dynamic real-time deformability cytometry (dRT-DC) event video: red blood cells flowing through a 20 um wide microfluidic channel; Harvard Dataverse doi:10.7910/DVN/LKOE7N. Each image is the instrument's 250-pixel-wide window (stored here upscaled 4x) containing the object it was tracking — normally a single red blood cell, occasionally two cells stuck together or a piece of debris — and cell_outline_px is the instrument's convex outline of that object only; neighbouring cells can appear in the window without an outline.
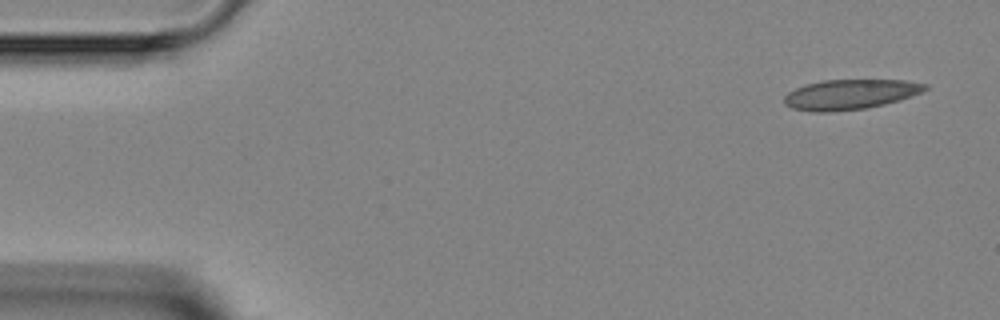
{"species": "Egyptian fruit bat (a non-hibernating species)", "species_latin": "Rousettus aegyptiacus", "temperature_condition": "room temperature", "stored_images_in_passage": 4, "camera_frame_rate_fps": 3000, "um_per_image_px": 0.085, "animal": {"sex": "female"}, "frame": {"image": 1, "passage_image": 1, "time_ms": 0.0, "image_size_px": [1000, 320], "cell_outline_px": [[928, 88], [920, 92], [900, 100], [868, 108], [828, 112], [812, 112], [792, 108], [784, 104], [784, 96], [788, 92], [804, 84], [824, 80], [904, 80], [928, 84]], "centroid_in_image_um": [72.23, 8.02], "position_along_channel_um": 12.8, "area_um2": 24.68}}
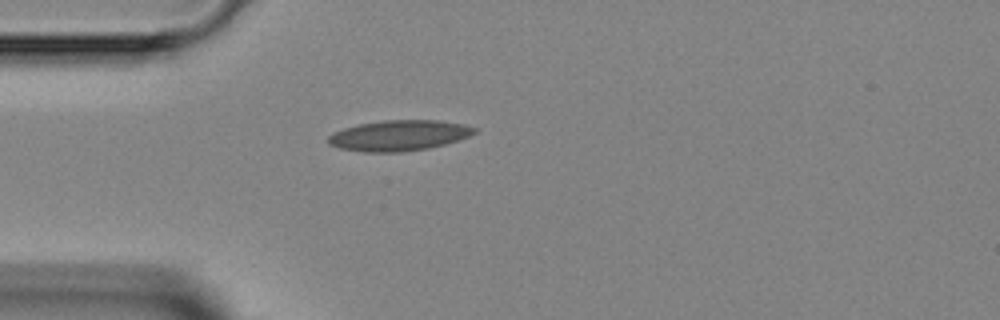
{"frame": {"image": 2, "passage_image": 4, "time_ms": 3.333, "image_size_px": [1000, 320], "cell_outline_px": [[476, 132], [460, 140], [428, 148], [400, 152], [364, 152], [340, 148], [328, 144], [328, 136], [332, 132], [344, 128], [360, 124], [384, 120], [436, 120], [464, 124], [476, 128]], "centroid_in_image_um": [33.9, 11.51], "position_along_channel_um": 51.1, "area_um2": 26.01}}